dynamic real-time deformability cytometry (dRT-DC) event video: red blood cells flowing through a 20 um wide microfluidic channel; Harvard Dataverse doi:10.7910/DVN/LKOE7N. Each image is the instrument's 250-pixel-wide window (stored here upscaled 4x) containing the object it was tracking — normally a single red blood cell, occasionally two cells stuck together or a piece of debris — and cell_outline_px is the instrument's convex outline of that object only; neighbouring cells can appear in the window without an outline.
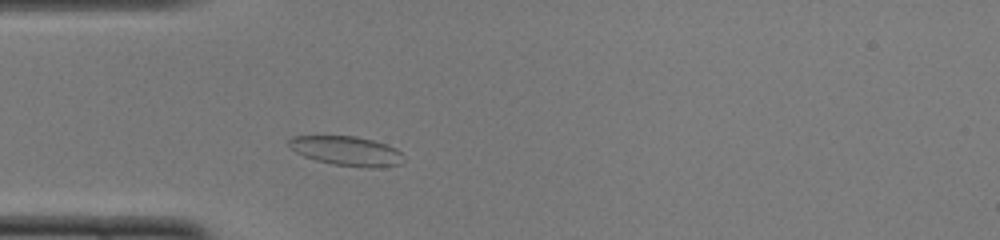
{"species": "common noctule bat (a hibernating species)", "species_latin": "Nyctalus noctula", "temperature_condition": "cold", "stored_images_in_passage": 40, "camera_frame_rate_fps": 3000, "um_per_image_px": 0.085, "animal": {"sex": "female", "body_mass_g": 22.0, "forearm_length_mm": 56.7}, "frame": {"image": 1, "passage_image": 4, "time_ms": 1.0, "image_size_px": [1000, 240], "cell_outline_px": [[400, 164], [380, 168], [368, 168], [332, 164], [316, 160], [304, 156], [296, 152], [288, 144], [288, 140], [292, 136], [356, 136], [372, 140], [396, 148], [400, 152]], "centroid_in_image_um": [29.43, 12.83], "position_along_channel_um": 55.6, "area_um2": 19.48}}
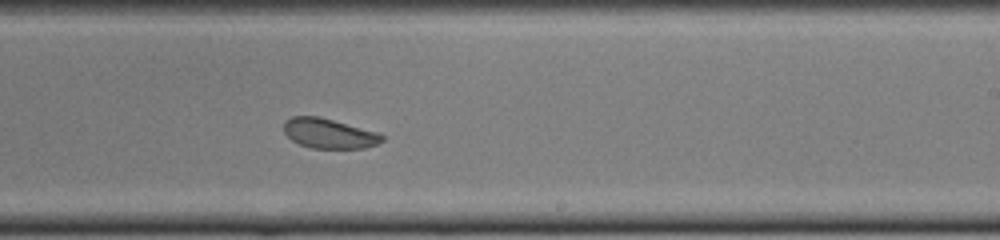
{"frame": {"image": 2, "passage_image": 20, "time_ms": 6.333, "image_size_px": [1000, 240], "cell_outline_px": [[384, 140], [376, 144], [364, 148], [312, 148], [300, 144], [292, 140], [284, 132], [284, 120], [292, 116], [320, 116], [376, 132], [384, 136]], "centroid_in_image_um": [27.94, 11.33], "position_along_channel_um": 261.1, "area_um2": 16.99}}
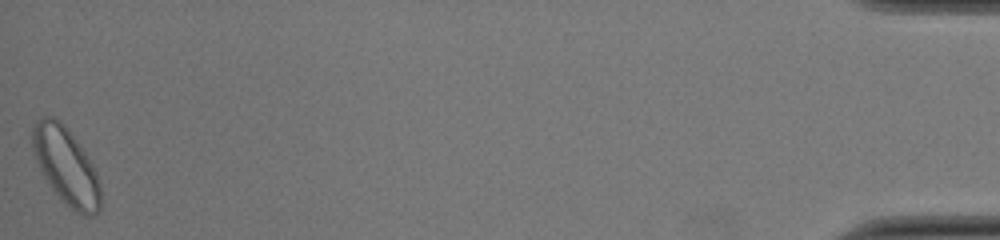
{"frame": {"image": 3, "passage_image": 40, "time_ms": 13.0, "image_size_px": [1000, 240], "cell_outline_px": [[100, 212], [92, 216], [84, 216], [76, 212], [60, 200], [44, 176], [36, 160], [32, 148], [32, 128], [36, 120], [44, 116], [52, 116], [60, 120], [64, 124], [84, 152], [96, 172], [100, 188]], "centroid_in_image_um": [5.6, 14.13], "position_along_channel_um": 429.6, "area_um2": 30.29}, "authors_computed_cell_mechanics": {"area_um2": 18.9295, "velocity_mm_per_s": 3.9433, "shape_relaxation_time_tau1_ms": 4.8675, "shape_relaxation_time_tau2_ms": null, "deformation_change_tau1": 0.0707, "deformation_change_tau2": null}}